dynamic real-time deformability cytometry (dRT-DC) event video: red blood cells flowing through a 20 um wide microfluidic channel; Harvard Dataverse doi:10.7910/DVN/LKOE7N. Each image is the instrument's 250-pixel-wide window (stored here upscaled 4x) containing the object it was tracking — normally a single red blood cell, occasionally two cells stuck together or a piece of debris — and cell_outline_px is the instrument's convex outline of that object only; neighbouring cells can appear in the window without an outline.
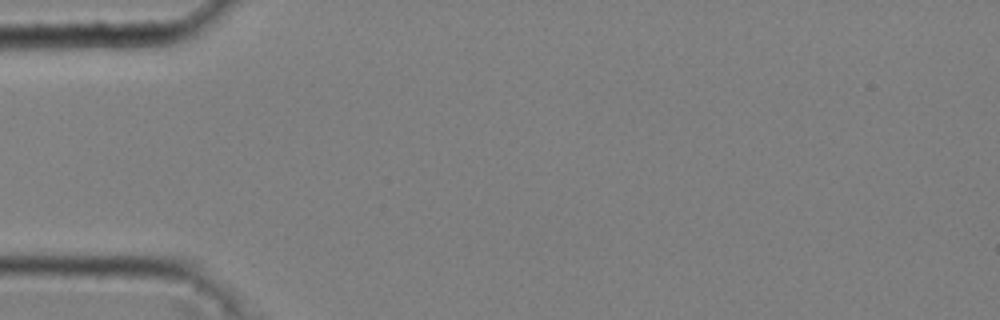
{"species": "common noctule bat (a hibernating species)", "species_latin": "Nyctalus noctula", "temperature_condition": "cold", "stored_images_in_passage": 3, "camera_frame_rate_fps": 3000, "um_per_image_px": 0.085, "animal": {"sex": "male", "body_mass_g": 20.4}, "frame": {"image": 1, "passage_image": 1, "time_ms": 0.0, "image_size_px": [1000, 320], "cell_outline_px": [[160, 44], [124, 48], [28, 48], [28, 44], [36, 36], [156, 36]], "centroid_in_image_um": [7.82, 3.56], "position_along_channel_um": 77.2, "area_um2": 10.58}}